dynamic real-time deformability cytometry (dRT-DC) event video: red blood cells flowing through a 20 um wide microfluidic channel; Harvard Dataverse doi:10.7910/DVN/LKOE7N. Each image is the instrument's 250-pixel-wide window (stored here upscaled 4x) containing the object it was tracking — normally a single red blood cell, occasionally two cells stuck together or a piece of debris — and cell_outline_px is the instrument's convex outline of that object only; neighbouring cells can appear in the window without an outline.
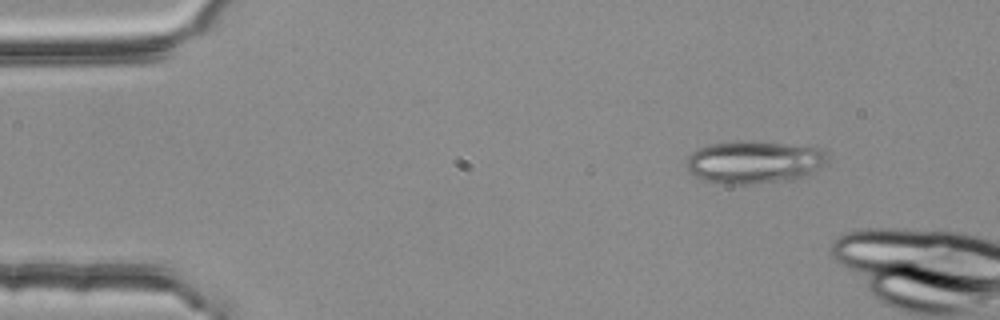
{"species": "common noctule bat (a hibernating species)", "species_latin": "Nyctalus noctula", "temperature_condition": "room temperature", "stored_images_in_passage": 5, "camera_frame_rate_fps": 3000, "um_per_image_px": 0.085, "animal": {"sex": "female", "body_mass_g": 25.1}, "frame": {"image": 1, "passage_image": 2, "time_ms": 0.333, "image_size_px": [1000, 320], "cell_outline_px": [[828, 156], [824, 164], [808, 176], [792, 180], [748, 184], [720, 184], [704, 180], [688, 172], [684, 164], [688, 156], [692, 152], [700, 148], [712, 144], [732, 140], [752, 140], [824, 148]], "centroid_in_image_um": [64.1, 13.77], "position_along_channel_um": 20.9, "area_um2": 35.72}}